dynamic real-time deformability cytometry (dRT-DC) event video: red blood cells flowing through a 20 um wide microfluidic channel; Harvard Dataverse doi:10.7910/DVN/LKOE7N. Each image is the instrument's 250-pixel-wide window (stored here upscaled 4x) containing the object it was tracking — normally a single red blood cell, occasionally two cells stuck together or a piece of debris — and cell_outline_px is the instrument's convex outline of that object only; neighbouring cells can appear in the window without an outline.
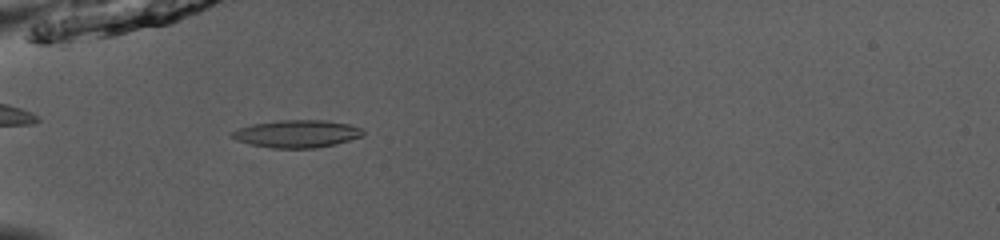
{"species": "common noctule bat (a hibernating species)", "species_latin": "Nyctalus noctula", "temperature_condition": "room temperature", "stored_images_in_passage": 15, "camera_frame_rate_fps": 3000, "um_per_image_px": 0.085, "animal": {"sex": "male", "body_mass_g": 13.0, "forearm_length_mm": 53.1}, "frame": {"image": 1, "passage_image": 1, "time_ms": 0.0, "image_size_px": [1000, 240], "cell_outline_px": [[364, 136], [336, 144], [316, 148], [272, 148], [252, 144], [236, 140], [228, 136], [228, 132], [252, 124], [280, 120], [328, 120], [348, 124], [364, 128]], "centroid_in_image_um": [25.25, 11.37], "position_along_channel_um": 59.7, "area_um2": 21.27}}
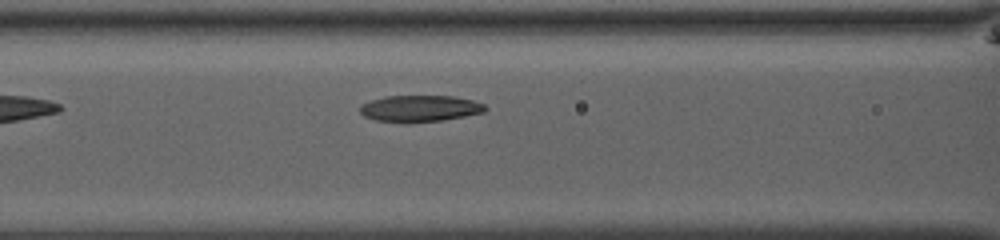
{"frame": {"image": 2, "passage_image": 7, "time_ms": 2.0, "image_size_px": [1000, 240], "cell_outline_px": [[488, 108], [484, 112], [444, 120], [376, 120], [364, 116], [360, 112], [360, 104], [384, 96], [452, 96], [472, 100], [484, 104]], "centroid_in_image_um": [35.72, 9.18], "position_along_channel_um": 130.9, "area_um2": 18.61}}
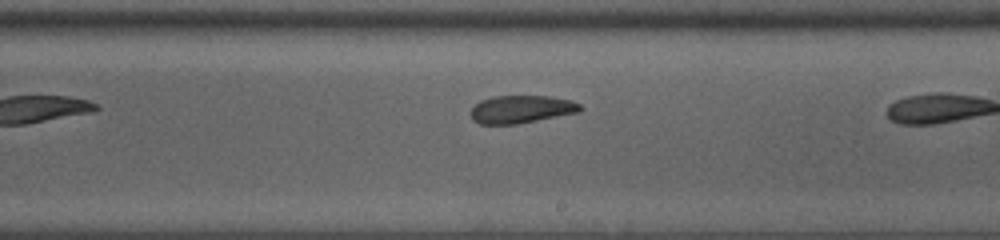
{"frame": {"image": 3, "passage_image": 13, "time_ms": 4.0, "image_size_px": [1000, 240], "cell_outline_px": [[584, 108], [580, 112], [516, 124], [480, 124], [472, 120], [472, 108], [480, 100], [492, 96], [548, 96], [568, 100], [580, 104]], "centroid_in_image_um": [44.31, 9.29], "position_along_channel_um": 244.7, "area_um2": 17.63}}